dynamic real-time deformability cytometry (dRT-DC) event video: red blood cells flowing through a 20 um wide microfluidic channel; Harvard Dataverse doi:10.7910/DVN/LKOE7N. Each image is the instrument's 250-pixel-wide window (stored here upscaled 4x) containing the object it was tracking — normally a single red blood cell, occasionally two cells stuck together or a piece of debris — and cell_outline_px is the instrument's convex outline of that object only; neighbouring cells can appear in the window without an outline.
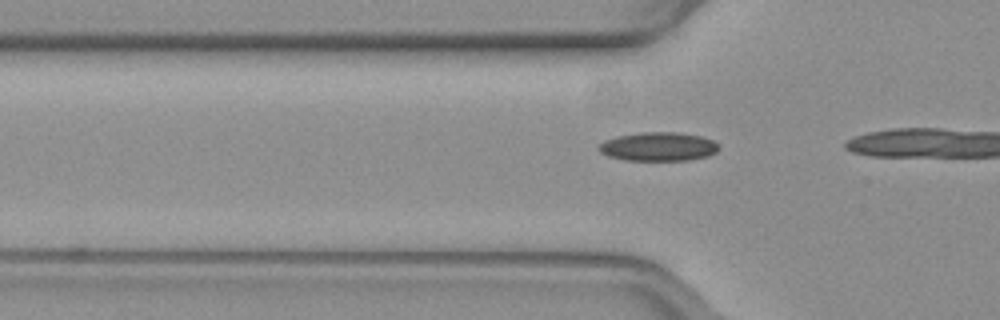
{"species": "common noctule bat (a hibernating species)", "species_latin": "Nyctalus noctula", "temperature_condition": "warm", "stored_images_in_passage": 15, "camera_frame_rate_fps": 3000, "um_per_image_px": 0.085, "animal": {"sex": "female", "body_mass_g": 19.3, "forearm_length_mm": 54.1}, "frame": {"image": 1, "passage_image": 14, "time_ms": 4.333, "image_size_px": [1000, 320], "cell_outline_px": [[720, 148], [716, 152], [708, 156], [688, 160], [624, 160], [608, 156], [600, 152], [596, 148], [604, 140], [616, 136], [644, 132], [676, 132], [700, 136], [712, 140]], "centroid_in_image_um": [55.93, 12.46], "position_along_channel_um": 69.9, "area_um2": 20.11}}